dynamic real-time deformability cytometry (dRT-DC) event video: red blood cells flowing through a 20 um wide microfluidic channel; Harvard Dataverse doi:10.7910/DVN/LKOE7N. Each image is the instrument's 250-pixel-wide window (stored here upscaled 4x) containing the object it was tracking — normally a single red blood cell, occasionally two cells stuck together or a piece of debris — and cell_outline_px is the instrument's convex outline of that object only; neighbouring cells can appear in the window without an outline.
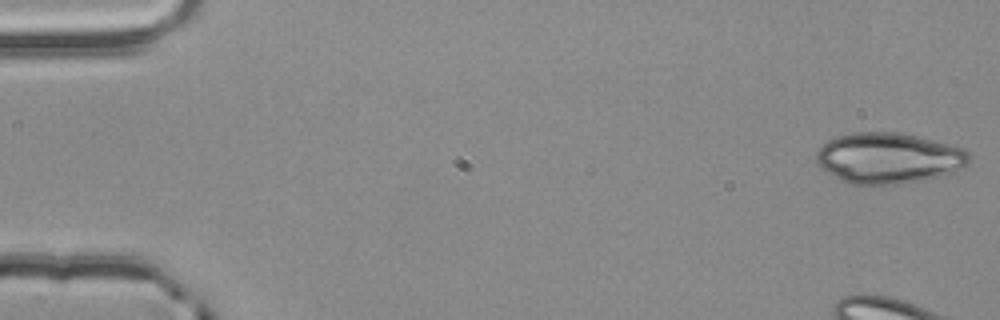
{"species": "common noctule bat (a hibernating species)", "species_latin": "Nyctalus noctula", "temperature_condition": "room temperature", "stored_images_in_passage": 3, "camera_frame_rate_fps": 3000, "um_per_image_px": 0.085, "animal": {"sex": "male", "body_mass_g": 20.4}, "frame": {"image": 1, "passage_image": 1, "time_ms": 0.0, "image_size_px": [1000, 320], "cell_outline_px": [[972, 160], [968, 164], [952, 172], [940, 176], [900, 184], [848, 184], [824, 172], [820, 168], [816, 160], [816, 152], [828, 140], [836, 136], [852, 132], [900, 132], [948, 144], [960, 148], [968, 152]], "centroid_in_image_um": [75.48, 13.44], "position_along_channel_um": 9.5, "area_um2": 45.26}}